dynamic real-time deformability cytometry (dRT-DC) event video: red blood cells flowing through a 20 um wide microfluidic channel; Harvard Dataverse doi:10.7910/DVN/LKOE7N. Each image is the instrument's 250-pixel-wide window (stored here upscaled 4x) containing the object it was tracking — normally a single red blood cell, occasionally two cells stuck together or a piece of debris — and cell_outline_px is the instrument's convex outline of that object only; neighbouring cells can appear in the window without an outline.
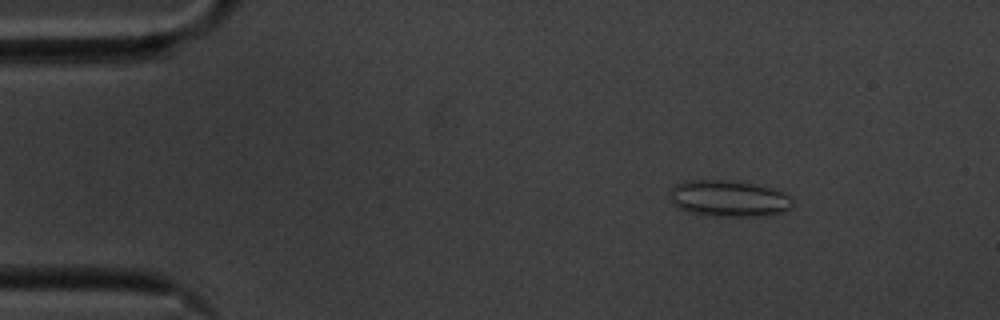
{"species": "common noctule bat (a hibernating species)", "species_latin": "Nyctalus noctula", "temperature_condition": "cold", "stored_images_in_passage": 57, "camera_frame_rate_fps": 3000, "um_per_image_px": 0.085, "animal": {"sex": "male", "body_mass_g": 20.1, "forearm_length_mm": 53.5}, "frame": {"image": 1, "passage_image": 8, "time_ms": 2.333, "image_size_px": [1000, 320], "cell_outline_px": [[792, 208], [784, 212], [764, 216], [712, 216], [688, 212], [672, 204], [668, 192], [676, 184], [684, 180], [732, 180], [776, 188], [792, 196]], "centroid_in_image_um": [61.97, 16.87], "position_along_channel_um": 23.0, "area_um2": 26.59}}
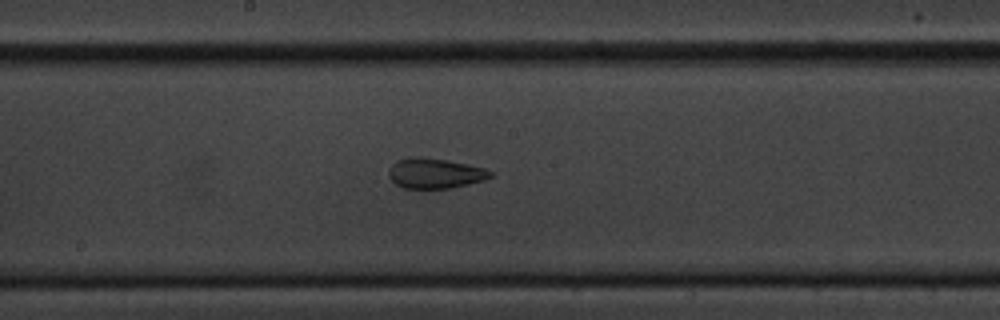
{"frame": {"image": 2, "passage_image": 30, "time_ms": 9.667, "image_size_px": [1000, 320], "cell_outline_px": [[496, 172], [492, 176], [484, 180], [452, 188], [404, 188], [396, 184], [388, 176], [388, 168], [396, 160], [408, 156], [420, 156], [448, 160], [468, 164], [484, 168]], "centroid_in_image_um": [36.96, 14.71], "position_along_channel_um": 211.2, "area_um2": 18.21}}
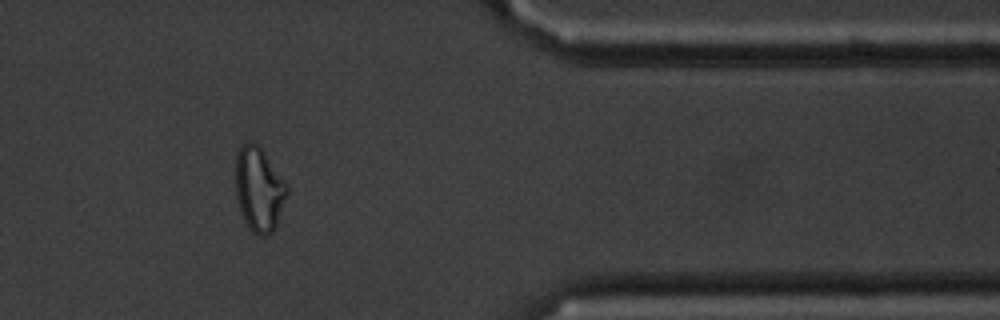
{"frame": {"image": 3, "passage_image": 47, "time_ms": 15.333, "image_size_px": [1000, 320], "cell_outline_px": [[288, 192], [276, 224], [272, 232], [264, 236], [260, 236], [252, 232], [248, 228], [240, 212], [236, 200], [236, 152], [248, 140], [252, 140], [260, 148], [288, 184]], "centroid_in_image_um": [22.0, 16.1], "position_along_channel_um": 389.4, "area_um2": 25.2}, "authors_computed_cell_mechanics": {"area_um2": 22.542, "velocity_mm_per_s": 3.5063, "shape_relaxation_time_tau1_ms": null, "shape_relaxation_time_tau2_ms": 2.3316, "deformation_change_tau1": null, "deformation_change_tau2": 0.0896}}